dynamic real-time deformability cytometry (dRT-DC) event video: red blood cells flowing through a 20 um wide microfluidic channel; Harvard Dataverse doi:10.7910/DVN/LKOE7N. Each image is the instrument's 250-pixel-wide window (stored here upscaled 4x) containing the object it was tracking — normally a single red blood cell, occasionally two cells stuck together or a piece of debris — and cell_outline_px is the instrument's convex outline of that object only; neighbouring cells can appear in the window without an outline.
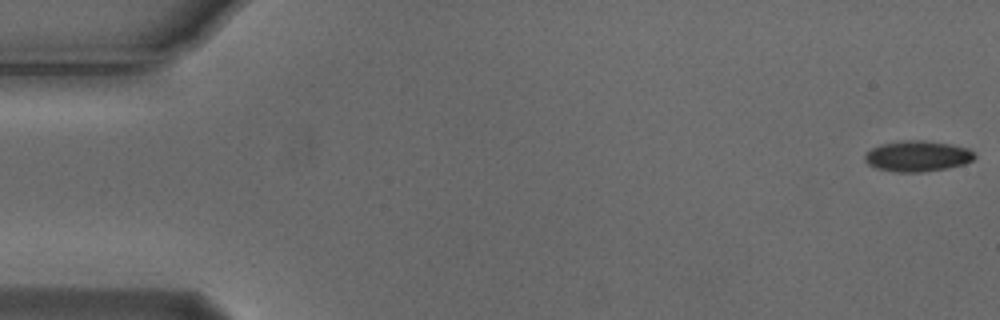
{"species": "Egyptian fruit bat (a non-hibernating species)", "species_latin": "Rousettus aegyptiacus", "temperature_condition": "cold", "stored_images_in_passage": 48, "camera_frame_rate_fps": 3000, "um_per_image_px": 0.085, "animal": {"sex": "male"}, "frame": {"image": 1, "passage_image": 1, "time_ms": 0.0, "image_size_px": [1000, 320], "cell_outline_px": [[976, 156], [972, 160], [964, 164], [948, 168], [920, 172], [896, 172], [876, 168], [868, 164], [864, 160], [864, 152], [880, 144], [900, 140], [924, 140], [948, 144], [968, 148]], "centroid_in_image_um": [77.93, 13.27], "position_along_channel_um": 7.1, "area_um2": 19.77}}
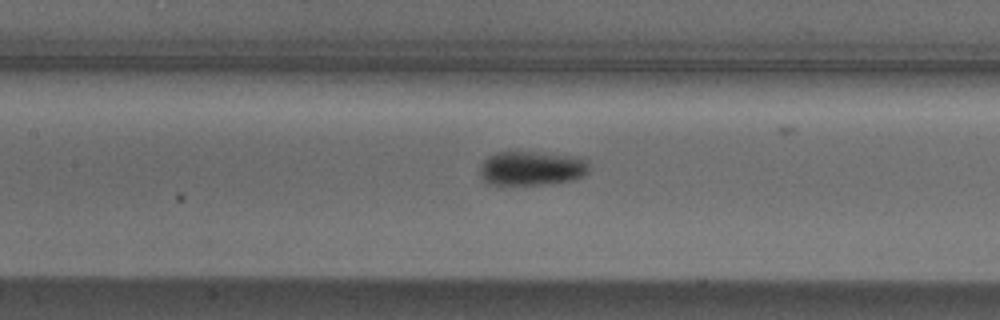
{"frame": {"image": 2, "passage_image": 25, "time_ms": 8.0, "image_size_px": [1000, 320], "cell_outline_px": [[588, 172], [584, 176], [572, 180], [544, 184], [488, 184], [480, 176], [480, 168], [484, 160], [488, 156], [496, 152], [536, 152], [576, 156], [588, 160]], "centroid_in_image_um": [45.2, 14.29], "position_along_channel_um": 162.2, "area_um2": 21.79}}
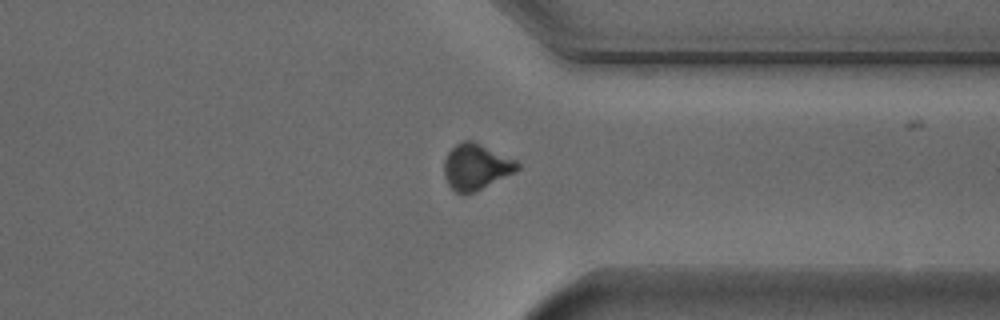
{"frame": {"image": 3, "passage_image": 42, "time_ms": 13.667, "image_size_px": [1000, 320], "cell_outline_px": [[520, 168], [516, 172], [472, 192], [456, 192], [448, 184], [444, 176], [444, 160], [448, 152], [456, 144], [464, 140], [472, 140], [516, 160], [520, 164]], "centroid_in_image_um": [40.46, 14.15], "position_along_channel_um": 370.9, "area_um2": 19.31}, "authors_computed_cell_mechanics": {"area_um2": 20.2589, "velocity_mm_per_s": 3.7247, "shape_relaxation_time_tau1_ms": 2.5669, "shape_relaxation_time_tau2_ms": null, "deformation_change_tau1": 0.0894, "deformation_change_tau2": null}}